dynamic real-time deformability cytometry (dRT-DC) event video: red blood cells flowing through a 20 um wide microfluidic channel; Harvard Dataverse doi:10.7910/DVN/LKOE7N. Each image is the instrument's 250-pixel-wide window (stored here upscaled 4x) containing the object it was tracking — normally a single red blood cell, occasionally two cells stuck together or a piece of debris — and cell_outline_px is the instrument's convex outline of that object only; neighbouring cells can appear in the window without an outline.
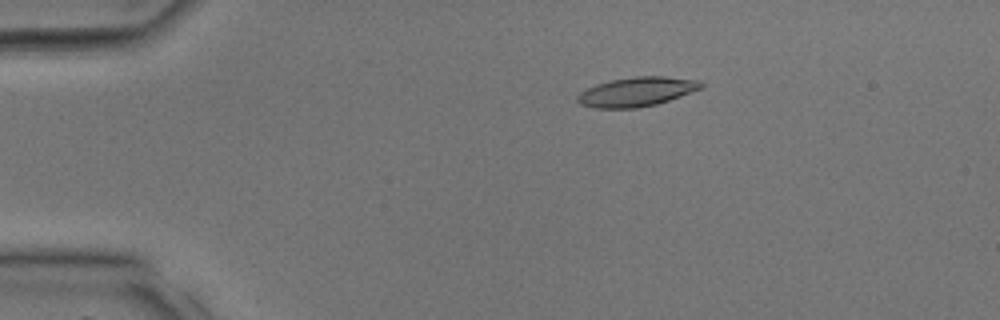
{"species": "common noctule bat (a hibernating species)", "species_latin": "Nyctalus noctula", "temperature_condition": "room temperature", "stored_images_in_passage": 35, "camera_frame_rate_fps": 3000, "um_per_image_px": 0.085, "animal": {"sex": "male", "body_mass_g": 17.9, "forearm_length_mm": 54.2}, "frame": {"image": 1, "passage_image": 7, "time_ms": 2.0, "image_size_px": [1000, 320], "cell_outline_px": [[704, 84], [700, 88], [680, 96], [656, 104], [636, 108], [596, 108], [580, 104], [576, 100], [576, 96], [580, 92], [596, 84], [612, 80], [636, 76], [664, 76], [700, 80]], "centroid_in_image_um": [54.09, 7.79], "position_along_channel_um": 30.9, "area_um2": 20.92}}
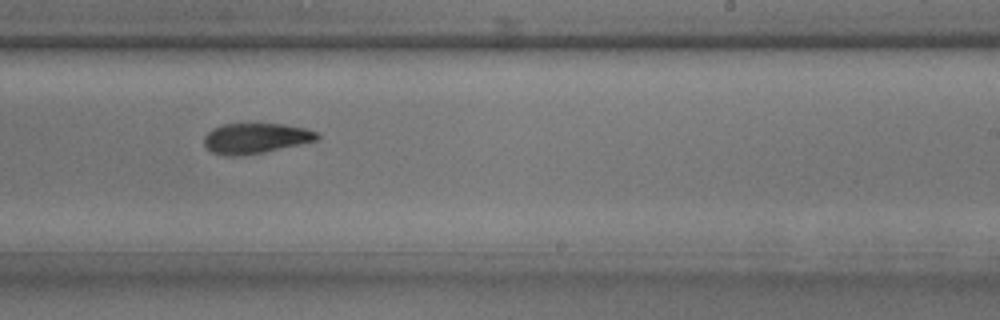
{"frame": {"image": 2, "passage_image": 22, "time_ms": 7.0, "image_size_px": [1000, 320], "cell_outline_px": [[320, 136], [316, 140], [260, 152], [240, 156], [224, 156], [212, 152], [204, 144], [204, 136], [212, 128], [224, 124], [280, 124], [304, 128], [316, 132]], "centroid_in_image_um": [21.66, 11.75], "position_along_channel_um": 267.3, "area_um2": 19.54}}
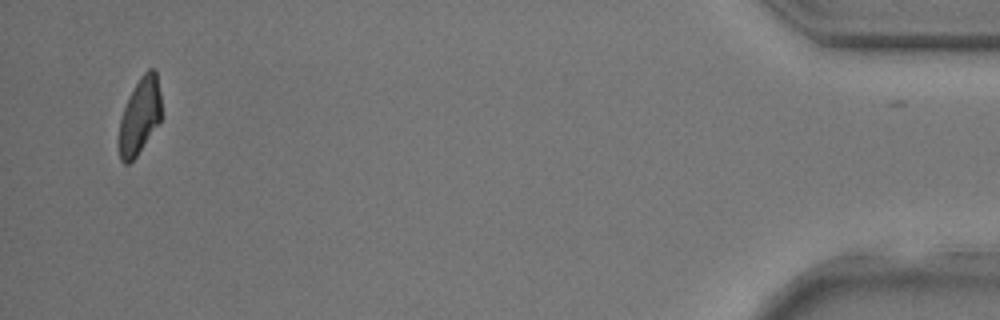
{"frame": {"image": 3, "passage_image": 34, "time_ms": 11.0, "image_size_px": [1000, 320], "cell_outline_px": [[160, 120], [136, 156], [128, 164], [124, 164], [120, 160], [116, 144], [120, 120], [128, 96], [140, 76], [148, 68], [156, 68], [160, 92]], "centroid_in_image_um": [11.83, 9.86], "position_along_channel_um": 423.4, "area_um2": 19.07}}